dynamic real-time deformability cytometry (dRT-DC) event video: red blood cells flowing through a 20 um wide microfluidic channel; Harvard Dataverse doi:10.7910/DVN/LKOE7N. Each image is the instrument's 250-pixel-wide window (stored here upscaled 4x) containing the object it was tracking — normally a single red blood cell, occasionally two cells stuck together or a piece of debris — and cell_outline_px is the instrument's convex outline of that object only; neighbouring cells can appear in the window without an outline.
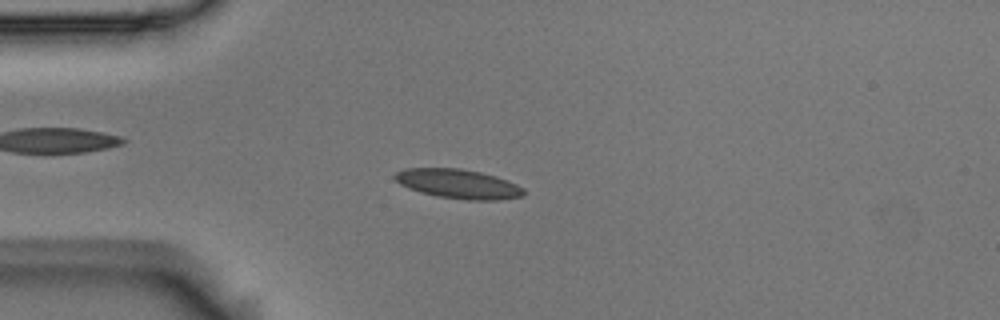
{"species": "Egyptian fruit bat (a non-hibernating species)", "species_latin": "Rousettus aegyptiacus", "temperature_condition": "room temperature", "stored_images_in_passage": 7, "camera_frame_rate_fps": 3000, "um_per_image_px": 0.085, "animal": {"sex": "male"}, "frame": {"image": 1, "passage_image": 4, "time_ms": 1.0, "image_size_px": [1000, 320], "cell_outline_px": [[524, 196], [500, 200], [468, 200], [436, 196], [420, 192], [408, 188], [400, 184], [392, 176], [396, 172], [404, 168], [460, 168], [480, 172], [496, 176], [508, 180], [524, 188]], "centroid_in_image_um": [38.95, 15.63], "position_along_channel_um": 46.0, "area_um2": 22.2}}
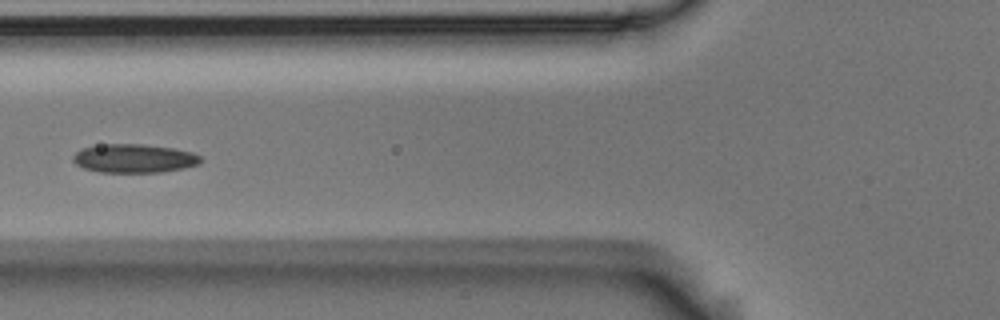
{"frame": {"image": 2, "passage_image": 6, "time_ms": 1.667, "image_size_px": [1000, 320], "cell_outline_px": [[200, 164], [184, 168], [160, 172], [100, 172], [84, 168], [76, 164], [72, 160], [72, 156], [80, 148], [100, 144], [144, 144], [176, 148], [192, 152], [200, 156]], "centroid_in_image_um": [11.38, 13.45], "position_along_channel_um": 114.4, "area_um2": 21.5}}
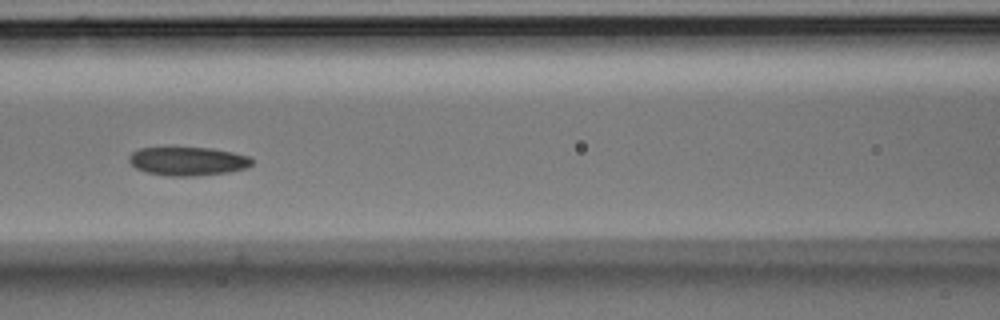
{"frame": {"image": 3, "passage_image": 7, "time_ms": 2.0, "image_size_px": [1000, 320], "cell_outline_px": [[252, 164], [244, 168], [228, 172], [196, 176], [168, 176], [144, 172], [136, 168], [128, 160], [128, 156], [132, 152], [140, 148], [212, 148], [252, 156]], "centroid_in_image_um": [15.96, 13.71], "position_along_channel_um": 150.6, "area_um2": 20.52}}